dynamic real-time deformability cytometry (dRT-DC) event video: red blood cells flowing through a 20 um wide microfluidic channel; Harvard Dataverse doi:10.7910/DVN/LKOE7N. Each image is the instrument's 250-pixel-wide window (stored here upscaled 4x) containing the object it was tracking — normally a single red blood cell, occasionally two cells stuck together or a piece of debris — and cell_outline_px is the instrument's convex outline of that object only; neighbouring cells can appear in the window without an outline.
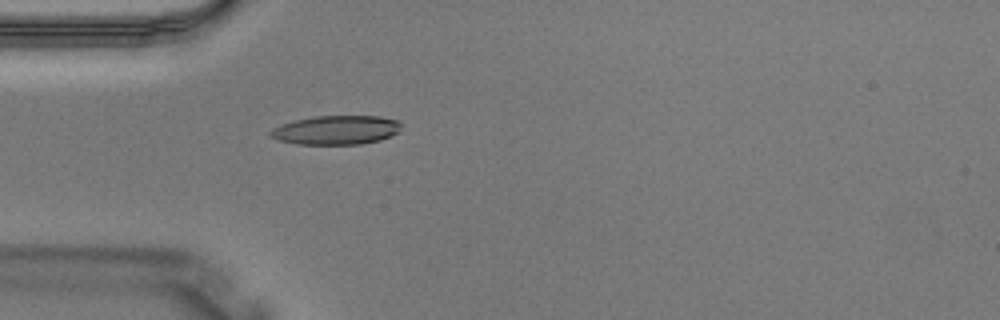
{"species": "Egyptian fruit bat (a non-hibernating species)", "species_latin": "Rousettus aegyptiacus", "temperature_condition": "warm", "stored_images_in_passage": 2, "camera_frame_rate_fps": 3000, "um_per_image_px": 0.085, "animal": {"sex": "male"}, "frame": {"image": 1, "passage_image": 2, "time_ms": 0.333, "image_size_px": [1000, 320], "cell_outline_px": [[400, 132], [380, 140], [360, 144], [296, 144], [280, 140], [268, 136], [268, 132], [272, 128], [280, 124], [296, 120], [316, 116], [380, 116], [400, 120]], "centroid_in_image_um": [28.58, 11.05], "position_along_channel_um": 56.4, "area_um2": 22.25}}